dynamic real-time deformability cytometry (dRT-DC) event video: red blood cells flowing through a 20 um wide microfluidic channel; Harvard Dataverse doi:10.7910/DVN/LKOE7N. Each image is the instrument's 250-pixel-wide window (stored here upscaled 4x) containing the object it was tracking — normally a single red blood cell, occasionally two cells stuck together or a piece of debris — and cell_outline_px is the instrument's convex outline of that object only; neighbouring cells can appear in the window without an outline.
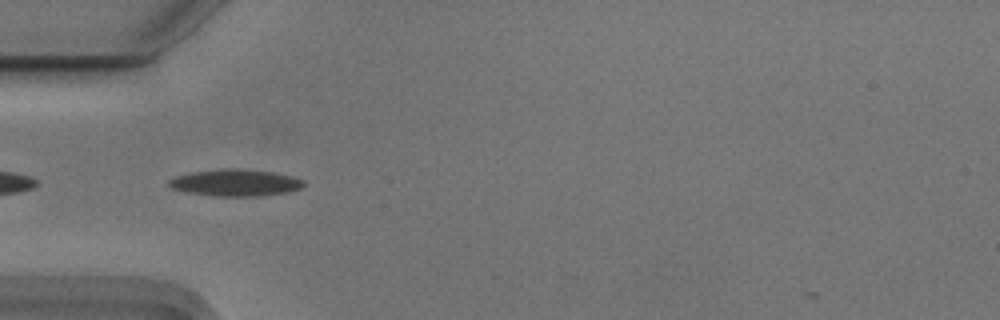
{"species": "Egyptian fruit bat (a non-hibernating species)", "species_latin": "Rousettus aegyptiacus", "temperature_condition": "cold", "stored_images_in_passage": 39, "camera_frame_rate_fps": 3000, "um_per_image_px": 0.085, "animal": {"sex": "male"}, "frame": {"image": 1, "passage_image": 2, "time_ms": 0.333, "image_size_px": [1000, 320], "cell_outline_px": [[304, 184], [300, 188], [288, 192], [264, 196], [216, 196], [188, 192], [168, 188], [168, 180], [176, 176], [192, 172], [228, 168], [236, 168], [272, 172], [292, 176], [304, 180]], "centroid_in_image_um": [20.0, 15.53], "position_along_channel_um": 65.0, "area_um2": 21.04}}
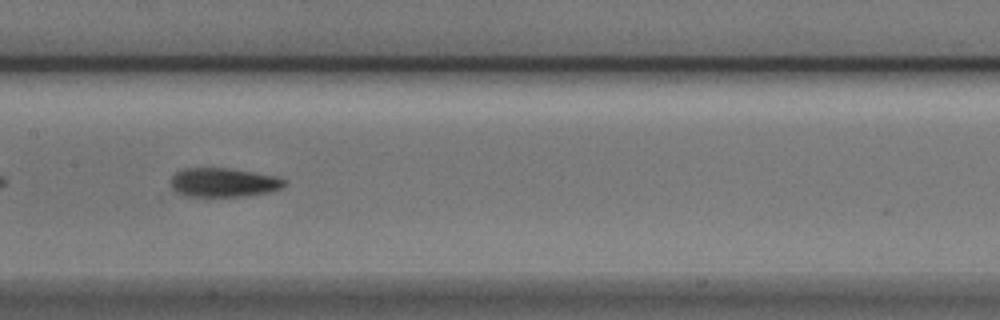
{"frame": {"image": 2, "passage_image": 12, "time_ms": 3.667, "image_size_px": [1000, 320], "cell_outline_px": [[284, 184], [280, 188], [268, 192], [248, 196], [184, 196], [176, 192], [172, 188], [172, 176], [176, 172], [184, 168], [228, 168], [276, 176], [284, 180]], "centroid_in_image_um": [18.96, 15.51], "position_along_channel_um": 188.4, "area_um2": 19.02}}
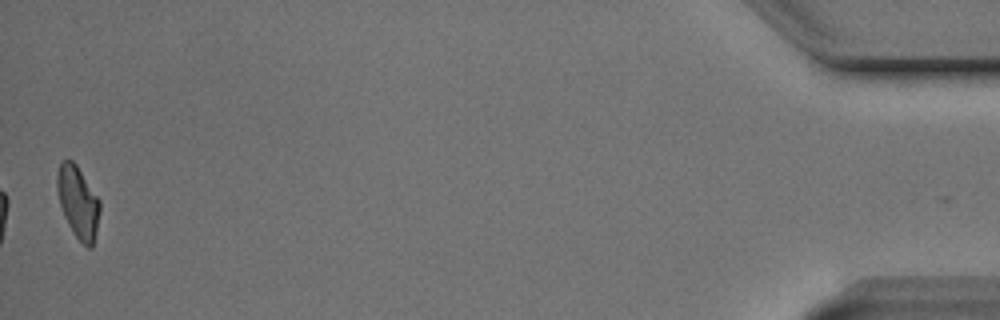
{"frame": {"image": 3, "passage_image": 39, "time_ms": 12.667, "image_size_px": [1000, 320], "cell_outline_px": [[100, 212], [96, 232], [92, 248], [88, 248], [76, 236], [68, 224], [64, 216], [60, 204], [56, 188], [56, 180], [60, 164], [64, 160], [72, 160], [76, 164], [100, 200]], "centroid_in_image_um": [6.64, 17.18], "position_along_channel_um": 428.6, "area_um2": 17.74}, "authors_computed_cell_mechanics": {"area_um2": 18.6694, "velocity_mm_per_s": 3.7226, "shape_relaxation_time_tau1_ms": 3.8809, "shape_relaxation_time_tau2_ms": 5.0649, "deformation_change_tau1": 0.1558, "deformation_change_tau2": 0.1171}}